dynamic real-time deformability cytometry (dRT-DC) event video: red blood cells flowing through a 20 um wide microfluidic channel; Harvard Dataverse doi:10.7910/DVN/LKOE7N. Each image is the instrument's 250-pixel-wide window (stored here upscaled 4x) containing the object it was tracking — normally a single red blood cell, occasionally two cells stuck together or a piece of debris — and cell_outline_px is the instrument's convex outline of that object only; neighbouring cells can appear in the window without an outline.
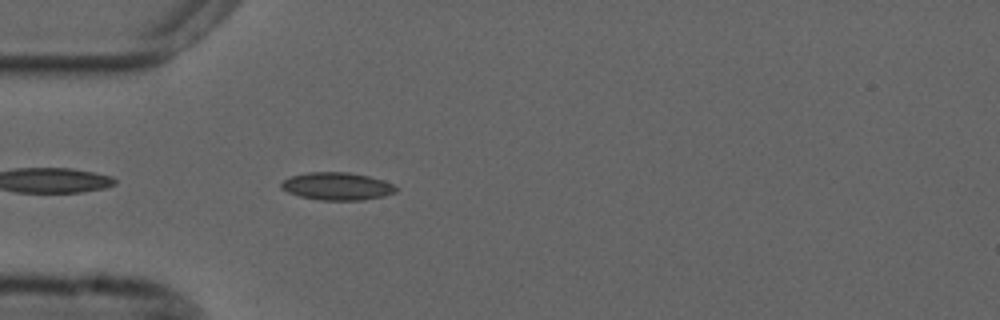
{"species": "common noctule bat (a hibernating species)", "species_latin": "Nyctalus noctula", "temperature_condition": "cold", "stored_images_in_passage": 42, "camera_frame_rate_fps": 3000, "um_per_image_px": 0.085, "animal": {"sex": "male", "forearm_length_mm": 52.5}, "frame": {"image": 1, "passage_image": 3, "time_ms": 0.667, "image_size_px": [1000, 320], "cell_outline_px": [[396, 192], [384, 196], [360, 200], [320, 200], [300, 196], [288, 192], [280, 188], [280, 184], [284, 180], [292, 176], [308, 172], [348, 172], [368, 176], [384, 180], [392, 184], [396, 188]], "centroid_in_image_um": [28.64, 15.83], "position_along_channel_um": 56.4, "area_um2": 18.38}}
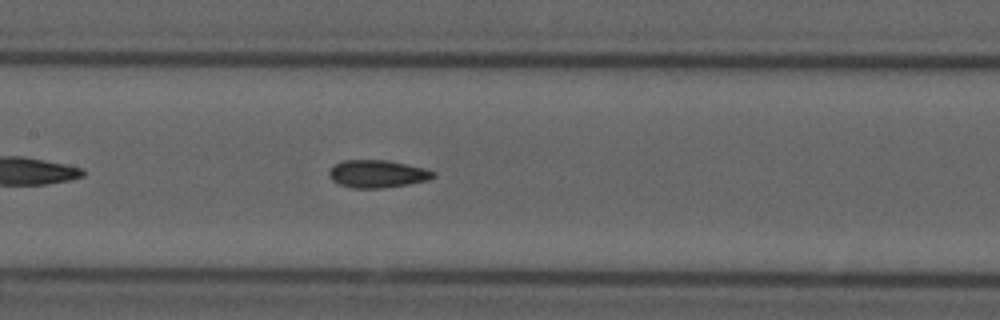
{"frame": {"image": 2, "passage_image": 13, "time_ms": 4.0, "image_size_px": [1000, 320], "cell_outline_px": [[436, 176], [428, 180], [408, 184], [380, 188], [352, 188], [340, 184], [332, 180], [328, 176], [328, 172], [336, 164], [344, 160], [388, 160], [424, 168], [436, 172]], "centroid_in_image_um": [32.09, 14.78], "position_along_channel_um": 175.3, "area_um2": 16.7}}
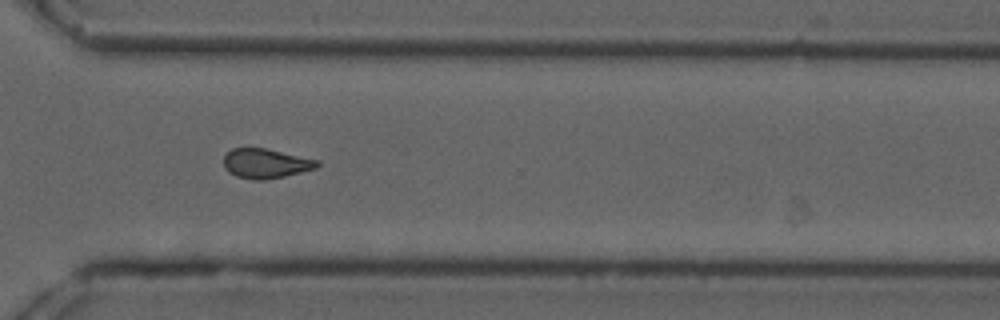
{"frame": {"image": 3, "passage_image": 27, "time_ms": 8.667, "image_size_px": [1000, 320], "cell_outline_px": [[320, 164], [316, 168], [284, 176], [264, 180], [252, 180], [236, 176], [228, 172], [224, 168], [224, 156], [232, 148], [264, 148], [320, 160]], "centroid_in_image_um": [22.58, 13.9], "position_along_channel_um": 348.0, "area_um2": 16.13}, "authors_computed_cell_mechanics": {"area_um2": 16.3285, "velocity_mm_per_s": 3.7109, "shape_relaxation_time_tau1_ms": null, "shape_relaxation_time_tau2_ms": 2.5651, "deformation_change_tau1": null, "deformation_change_tau2": 0.0742}}